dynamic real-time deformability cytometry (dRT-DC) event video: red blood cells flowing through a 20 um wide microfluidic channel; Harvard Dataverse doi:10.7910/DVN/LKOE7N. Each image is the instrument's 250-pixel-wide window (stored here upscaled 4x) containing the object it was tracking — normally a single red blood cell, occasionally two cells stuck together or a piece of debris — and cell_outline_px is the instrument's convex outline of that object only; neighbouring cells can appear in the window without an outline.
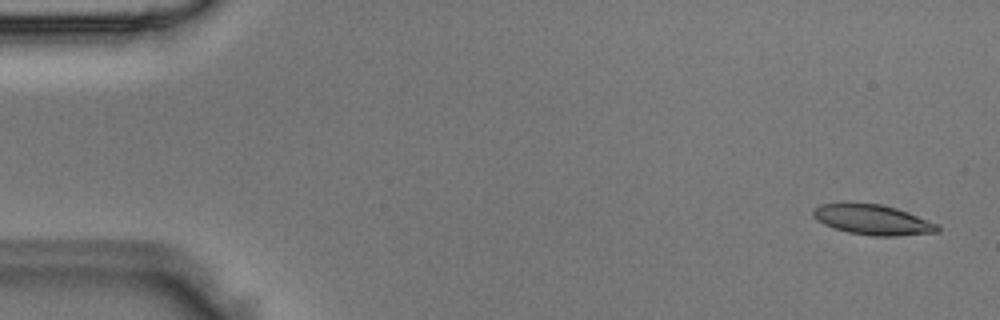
{"species": "Egyptian fruit bat (a non-hibernating species)", "species_latin": "Rousettus aegyptiacus", "temperature_condition": "room temperature", "stored_images_in_passage": 3, "camera_frame_rate_fps": 3000, "um_per_image_px": 0.085, "animal": {"sex": "male"}, "frame": {"image": 1, "passage_image": 1, "time_ms": 0.0, "image_size_px": [1000, 320], "cell_outline_px": [[940, 232], [896, 236], [872, 236], [848, 232], [824, 224], [816, 220], [812, 216], [812, 212], [820, 204], [880, 204], [896, 208], [908, 212], [940, 224]], "centroid_in_image_um": [74.25, 18.7], "position_along_channel_um": 10.8, "area_um2": 21.68}}